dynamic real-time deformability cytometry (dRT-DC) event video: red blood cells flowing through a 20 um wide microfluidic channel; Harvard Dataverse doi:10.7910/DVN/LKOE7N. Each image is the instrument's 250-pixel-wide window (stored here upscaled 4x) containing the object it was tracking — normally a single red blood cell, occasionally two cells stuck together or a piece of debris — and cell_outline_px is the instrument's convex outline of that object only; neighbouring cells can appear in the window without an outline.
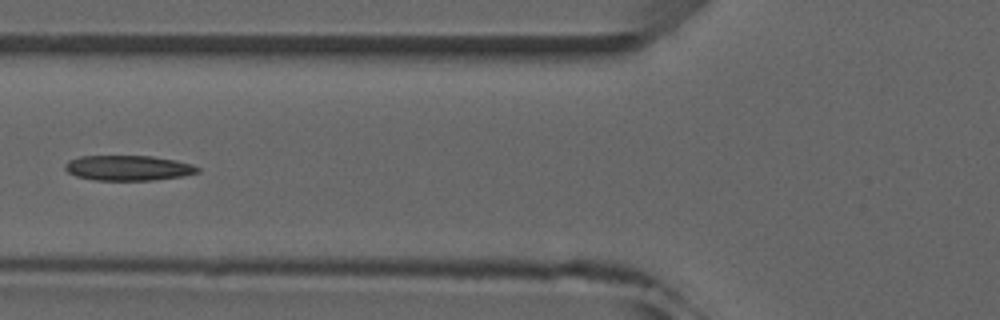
{"species": "common noctule bat (a hibernating species)", "species_latin": "Nyctalus noctula", "temperature_condition": "room temperature", "stored_images_in_passage": 5, "camera_frame_rate_fps": 3000, "um_per_image_px": 0.085, "animal": {"sex": "male", "forearm_length_mm": 52.5}, "frame": {"image": 1, "passage_image": 5, "time_ms": 4.667, "image_size_px": [1000, 320], "cell_outline_px": [[200, 172], [184, 176], [152, 180], [96, 180], [76, 176], [68, 172], [64, 168], [64, 164], [68, 160], [80, 156], [152, 156], [176, 160], [192, 164], [200, 168]], "centroid_in_image_um": [10.91, 14.27], "position_along_channel_um": 114.9, "area_um2": 19.54}}